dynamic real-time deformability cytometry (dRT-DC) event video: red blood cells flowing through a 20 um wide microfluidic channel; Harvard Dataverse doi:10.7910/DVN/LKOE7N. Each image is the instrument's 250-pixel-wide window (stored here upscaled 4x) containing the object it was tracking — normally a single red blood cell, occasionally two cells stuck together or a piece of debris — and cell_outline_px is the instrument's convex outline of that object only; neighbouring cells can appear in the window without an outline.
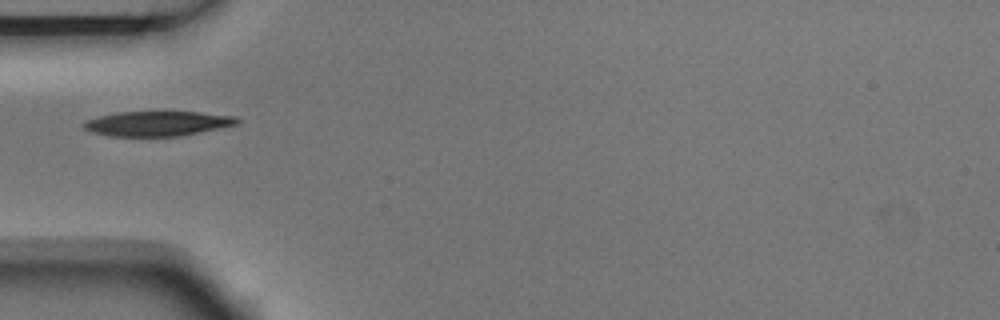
{"species": "Egyptian fruit bat (a non-hibernating species)", "species_latin": "Rousettus aegyptiacus", "temperature_condition": "room temperature", "stored_images_in_passage": 4, "camera_frame_rate_fps": 3000, "um_per_image_px": 0.085, "animal": {"sex": "male"}, "frame": {"image": 1, "passage_image": 1, "time_ms": 0.0, "image_size_px": [1000, 320], "cell_outline_px": [[240, 124], [180, 136], [108, 136], [92, 132], [84, 128], [84, 124], [88, 120], [100, 116], [120, 112], [200, 112], [236, 116], [240, 120]], "centroid_in_image_um": [13.45, 10.5], "position_along_channel_um": 71.5, "area_um2": 22.08}}
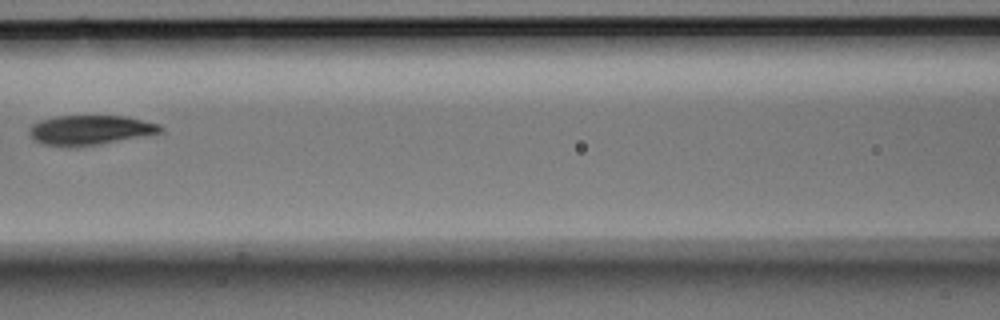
{"frame": {"image": 2, "passage_image": 3, "time_ms": 0.667, "image_size_px": [1000, 320], "cell_outline_px": [[164, 132], [100, 144], [68, 148], [40, 144], [28, 132], [28, 128], [32, 124], [40, 120], [56, 116], [128, 116], [160, 124], [164, 128]], "centroid_in_image_um": [7.66, 11.06], "position_along_channel_um": 158.9, "area_um2": 23.0}}
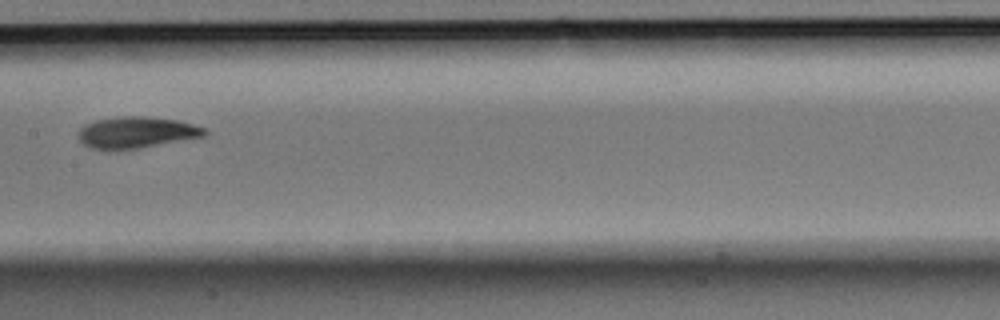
{"frame": {"image": 3, "passage_image": 4, "time_ms": 1.0, "image_size_px": [1000, 320], "cell_outline_px": [[208, 132], [204, 136], [140, 148], [112, 152], [104, 152], [88, 148], [76, 136], [80, 128], [84, 124], [96, 120], [120, 116], [144, 116], [180, 120], [208, 128]], "centroid_in_image_um": [11.55, 11.28], "position_along_channel_um": 195.9, "area_um2": 23.93}}